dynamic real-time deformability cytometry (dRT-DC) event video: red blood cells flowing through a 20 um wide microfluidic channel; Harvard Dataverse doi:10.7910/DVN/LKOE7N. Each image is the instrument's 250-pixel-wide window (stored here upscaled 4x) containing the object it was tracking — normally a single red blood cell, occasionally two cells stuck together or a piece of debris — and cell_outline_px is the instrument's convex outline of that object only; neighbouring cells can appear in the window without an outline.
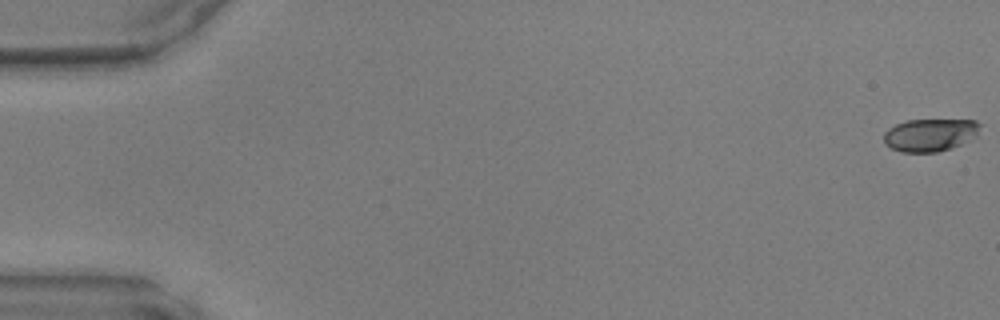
{"species": "common noctule bat (a hibernating species)", "species_latin": "Nyctalus noctula", "temperature_condition": "warm", "stored_images_in_passage": 48, "camera_frame_rate_fps": 3000, "um_per_image_px": 0.085, "animal": {"sex": "male", "body_mass_g": 17.9, "forearm_length_mm": 54.2}, "frame": {"image": 1, "passage_image": 1, "time_ms": 0.0, "image_size_px": [1000, 320], "cell_outline_px": [[980, 124], [976, 136], [952, 148], [936, 152], [900, 152], [884, 144], [884, 132], [888, 128], [896, 124], [908, 120], [976, 120]], "centroid_in_image_um": [79.02, 11.47], "position_along_channel_um": 6.0, "area_um2": 18.26}}
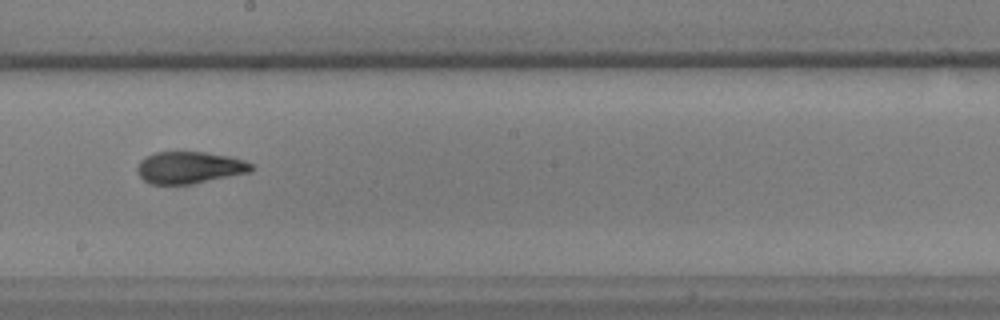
{"frame": {"image": 2, "passage_image": 28, "time_ms": 9.0, "image_size_px": [1000, 320], "cell_outline_px": [[252, 172], [192, 184], [148, 184], [136, 172], [136, 168], [140, 160], [144, 156], [156, 152], [204, 152], [228, 156], [244, 160], [252, 164]], "centroid_in_image_um": [16.08, 14.24], "position_along_channel_um": 232.1, "area_um2": 21.39}}
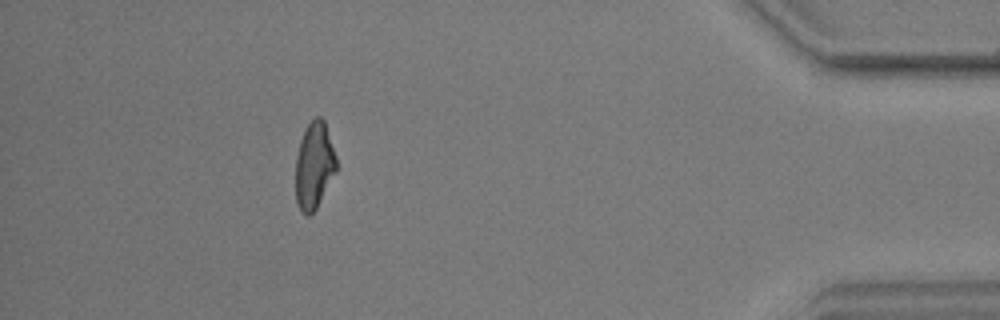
{"frame": {"image": 3, "passage_image": 44, "time_ms": 14.333, "image_size_px": [1000, 320], "cell_outline_px": [[336, 172], [316, 208], [308, 216], [300, 212], [296, 200], [296, 156], [300, 140], [304, 128], [316, 116], [320, 116], [324, 120], [336, 156]], "centroid_in_image_um": [26.69, 14.06], "position_along_channel_um": 408.5, "area_um2": 20.58}}